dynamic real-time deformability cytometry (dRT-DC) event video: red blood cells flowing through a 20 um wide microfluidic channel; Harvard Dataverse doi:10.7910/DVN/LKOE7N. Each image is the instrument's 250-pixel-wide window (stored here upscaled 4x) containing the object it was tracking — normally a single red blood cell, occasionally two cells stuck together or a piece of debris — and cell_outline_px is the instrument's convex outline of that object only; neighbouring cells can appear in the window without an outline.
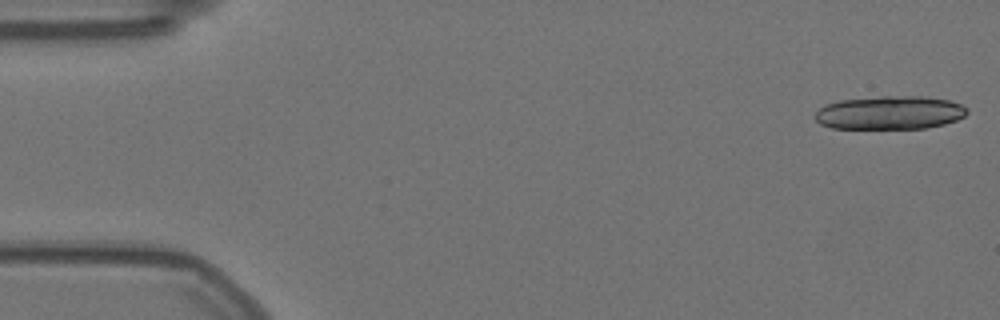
{"species": "Egyptian fruit bat (a non-hibernating species)", "species_latin": "Rousettus aegyptiacus", "temperature_condition": "warm", "stored_images_in_passage": 19, "camera_frame_rate_fps": 3000, "um_per_image_px": 0.085, "animal": {"sex": "female"}, "frame": {"image": 1, "passage_image": 1, "time_ms": 0.0, "image_size_px": [1000, 320], "cell_outline_px": [[968, 112], [964, 116], [956, 120], [944, 124], [924, 128], [832, 128], [820, 124], [816, 120], [816, 112], [824, 104], [840, 100], [880, 96], [920, 96], [948, 100], [960, 104], [968, 108]], "centroid_in_image_um": [75.63, 9.57], "position_along_channel_um": 9.4, "area_um2": 29.54}}